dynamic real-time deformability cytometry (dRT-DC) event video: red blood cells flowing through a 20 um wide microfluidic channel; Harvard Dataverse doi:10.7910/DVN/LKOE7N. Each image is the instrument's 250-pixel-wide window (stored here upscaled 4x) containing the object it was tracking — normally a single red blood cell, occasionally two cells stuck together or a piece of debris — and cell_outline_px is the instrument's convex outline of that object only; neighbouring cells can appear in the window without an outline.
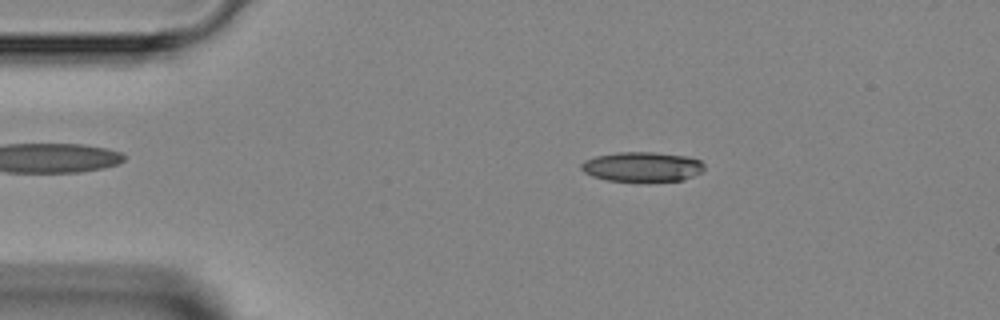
{"species": "Egyptian fruit bat (a non-hibernating species)", "species_latin": "Rousettus aegyptiacus", "temperature_condition": "room temperature", "stored_images_in_passage": 3, "camera_frame_rate_fps": 3000, "um_per_image_px": 0.085, "animal": {"sex": "female"}, "frame": {"image": 1, "passage_image": 2, "time_ms": 1.0, "image_size_px": [1000, 320], "cell_outline_px": [[704, 168], [700, 172], [684, 180], [608, 180], [592, 176], [584, 172], [580, 168], [580, 164], [584, 160], [596, 156], [620, 152], [656, 152], [684, 156], [700, 160], [704, 164]], "centroid_in_image_um": [54.56, 14.15], "position_along_channel_um": 30.4, "area_um2": 20.92}}
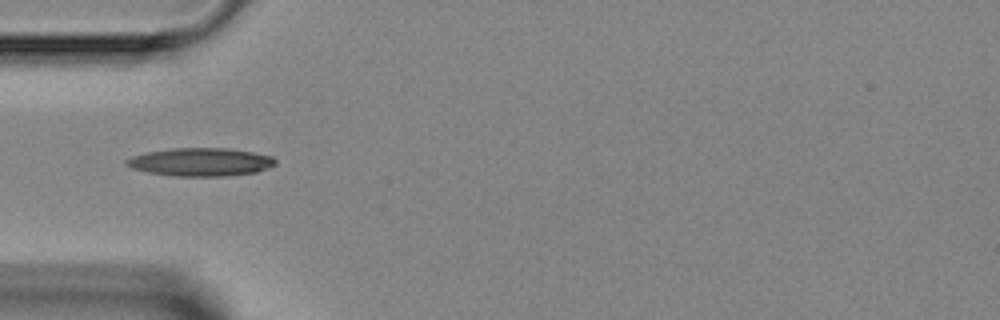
{"frame": {"image": 2, "passage_image": 3, "time_ms": 3.0, "image_size_px": [1000, 320], "cell_outline_px": [[276, 164], [268, 168], [256, 172], [224, 176], [172, 176], [148, 172], [132, 168], [124, 164], [124, 160], [132, 156], [148, 152], [172, 148], [228, 148], [252, 152], [272, 156], [276, 160]], "centroid_in_image_um": [17.04, 13.77], "position_along_channel_um": 68.0, "area_um2": 24.45}}